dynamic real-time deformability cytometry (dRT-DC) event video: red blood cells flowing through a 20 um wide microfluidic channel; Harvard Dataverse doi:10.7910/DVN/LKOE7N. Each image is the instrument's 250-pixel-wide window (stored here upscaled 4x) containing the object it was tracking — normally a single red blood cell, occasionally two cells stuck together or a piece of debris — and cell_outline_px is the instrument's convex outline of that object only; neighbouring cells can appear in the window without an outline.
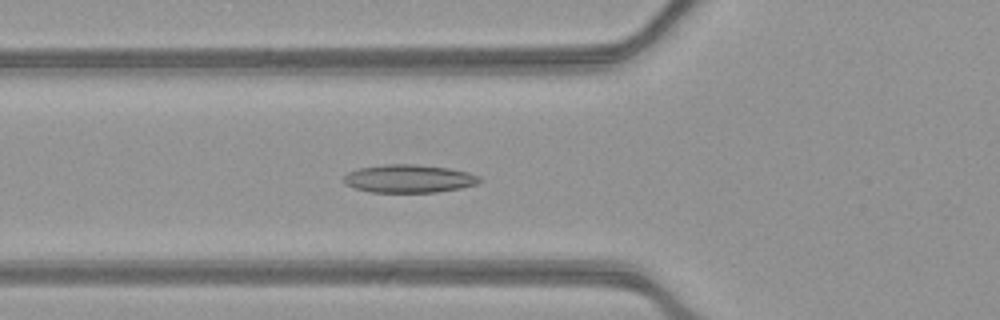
{"species": "common noctule bat (a hibernating species)", "species_latin": "Nyctalus noctula", "temperature_condition": "warm", "stored_images_in_passage": 51, "camera_frame_rate_fps": 3000, "um_per_image_px": 0.085, "animal": {"sex": "female", "body_mass_g": 21.9}, "frame": {"image": 1, "passage_image": 18, "time_ms": 5.667, "image_size_px": [1000, 320], "cell_outline_px": [[484, 180], [476, 184], [460, 188], [436, 192], [368, 192], [344, 184], [344, 176], [348, 172], [360, 168], [384, 164], [416, 164], [448, 168], [468, 172], [480, 176]], "centroid_in_image_um": [34.77, 15.18], "position_along_channel_um": 91.0, "area_um2": 22.25}}
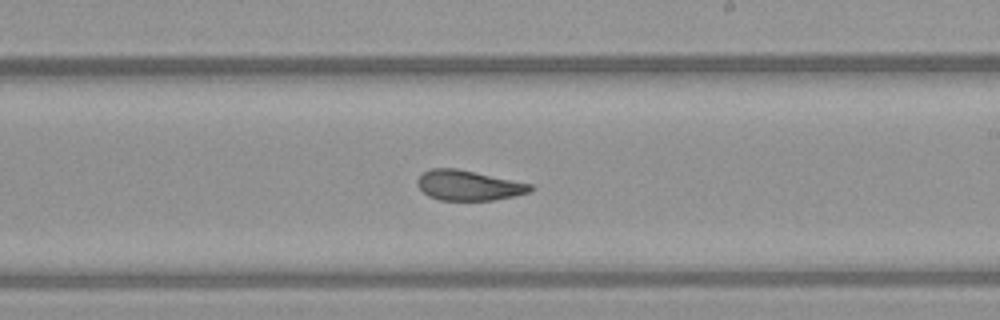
{"frame": {"image": 2, "passage_image": 30, "time_ms": 9.667, "image_size_px": [1000, 320], "cell_outline_px": [[536, 188], [528, 192], [516, 196], [492, 200], [440, 200], [428, 196], [416, 184], [416, 180], [424, 172], [432, 168], [456, 168], [532, 184]], "centroid_in_image_um": [39.83, 15.76], "position_along_channel_um": 249.2, "area_um2": 19.77}}
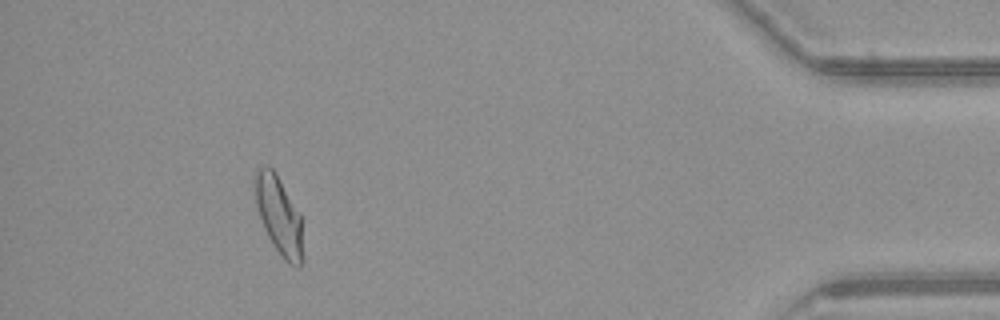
{"frame": {"image": 3, "passage_image": 47, "time_ms": 15.333, "image_size_px": [1000, 320], "cell_outline_px": [[304, 260], [300, 268], [296, 268], [288, 264], [284, 260], [272, 244], [264, 228], [256, 204], [252, 184], [252, 176], [264, 164], [268, 164], [276, 172], [300, 212]], "centroid_in_image_um": [23.71, 18.3], "position_along_channel_um": 411.5, "area_um2": 22.6}, "authors_computed_cell_mechanics": {"area_um2": 21.5016, "velocity_mm_per_s": 3.9268, "shape_relaxation_time_tau1_ms": null, "shape_relaxation_time_tau2_ms": 2.1931, "deformation_change_tau1": null, "deformation_change_tau2": 0.0852}}